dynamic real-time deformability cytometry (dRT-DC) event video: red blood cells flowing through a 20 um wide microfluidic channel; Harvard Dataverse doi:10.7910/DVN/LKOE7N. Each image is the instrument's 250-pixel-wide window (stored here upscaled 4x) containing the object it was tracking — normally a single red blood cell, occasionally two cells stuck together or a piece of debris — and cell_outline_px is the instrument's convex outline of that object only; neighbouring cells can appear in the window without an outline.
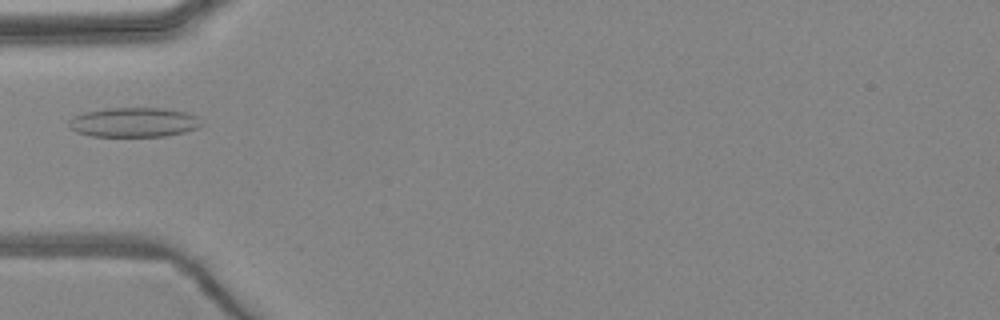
{"species": "common noctule bat (a hibernating species)", "species_latin": "Nyctalus noctula", "temperature_condition": "warm", "stored_images_in_passage": 6, "camera_frame_rate_fps": 3000, "um_per_image_px": 0.085, "animal": {"sex": "female", "body_mass_g": 24.6, "forearm_length_mm": 56.2}, "frame": {"image": 1, "passage_image": 6, "time_ms": 6.333, "image_size_px": [1000, 320], "cell_outline_px": [[204, 124], [196, 128], [184, 132], [164, 136], [92, 136], [76, 132], [68, 128], [68, 120], [72, 116], [88, 112], [112, 108], [164, 108], [188, 112], [196, 116]], "centroid_in_image_um": [11.38, 10.4], "position_along_channel_um": 73.6, "area_um2": 22.83}}